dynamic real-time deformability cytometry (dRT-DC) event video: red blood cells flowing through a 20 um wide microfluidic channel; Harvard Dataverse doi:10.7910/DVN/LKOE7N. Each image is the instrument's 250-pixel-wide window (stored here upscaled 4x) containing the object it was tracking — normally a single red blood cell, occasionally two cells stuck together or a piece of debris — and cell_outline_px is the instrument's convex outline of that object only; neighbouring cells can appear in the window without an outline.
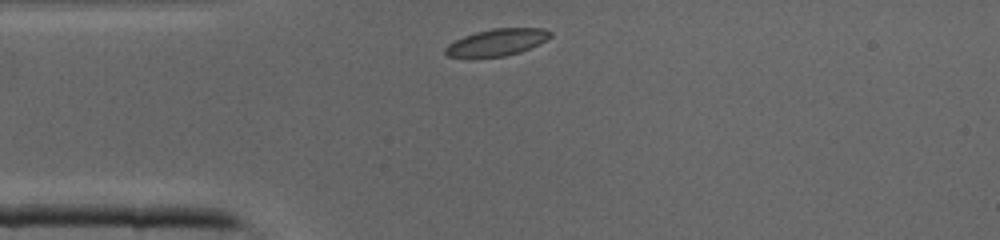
{"species": "common noctule bat (a hibernating species)", "species_latin": "Nyctalus noctula", "temperature_condition": "cold", "stored_images_in_passage": 25, "camera_frame_rate_fps": 3000, "um_per_image_px": 0.085, "animal": {"sex": "male", "body_mass_g": 19.0, "forearm_length_mm": 50.8}, "frame": {"image": 1, "passage_image": 1, "time_ms": 0.0, "image_size_px": [1000, 240], "cell_outline_px": [[552, 36], [548, 40], [540, 44], [520, 52], [504, 56], [472, 60], [448, 56], [444, 52], [444, 48], [448, 44], [464, 36], [476, 32], [492, 28], [544, 28], [552, 32]], "centroid_in_image_um": [42.21, 3.63], "position_along_channel_um": 42.8, "area_um2": 17.11}}
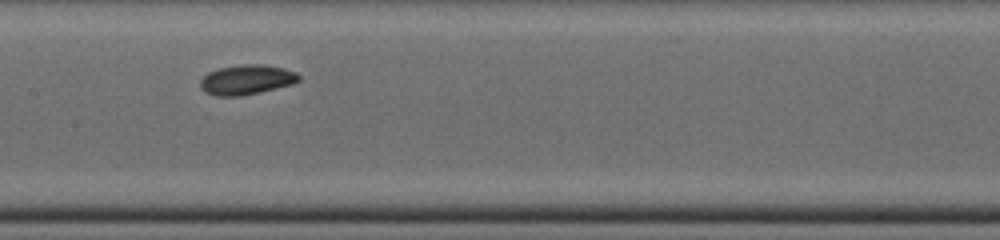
{"frame": {"image": 2, "passage_image": 11, "time_ms": 3.333, "image_size_px": [1000, 240], "cell_outline_px": [[300, 80], [292, 84], [260, 92], [240, 96], [216, 96], [204, 92], [200, 88], [200, 80], [208, 72], [220, 68], [244, 64], [264, 64], [284, 68], [296, 72], [300, 76]], "centroid_in_image_um": [20.95, 6.77], "position_along_channel_um": 186.4, "area_um2": 17.17}}
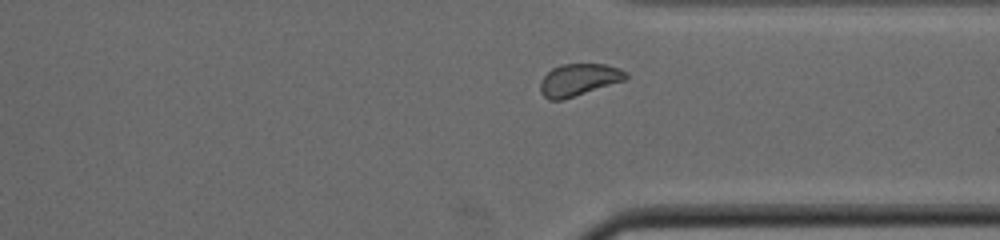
{"frame": {"image": 3, "passage_image": 22, "time_ms": 7.0, "image_size_px": [1000, 240], "cell_outline_px": [[628, 76], [624, 80], [560, 100], [548, 100], [540, 92], [540, 84], [544, 76], [552, 68], [560, 64], [604, 64], [620, 68], [628, 72]], "centroid_in_image_um": [49.18, 6.76], "position_along_channel_um": 362.2, "area_um2": 15.78}}